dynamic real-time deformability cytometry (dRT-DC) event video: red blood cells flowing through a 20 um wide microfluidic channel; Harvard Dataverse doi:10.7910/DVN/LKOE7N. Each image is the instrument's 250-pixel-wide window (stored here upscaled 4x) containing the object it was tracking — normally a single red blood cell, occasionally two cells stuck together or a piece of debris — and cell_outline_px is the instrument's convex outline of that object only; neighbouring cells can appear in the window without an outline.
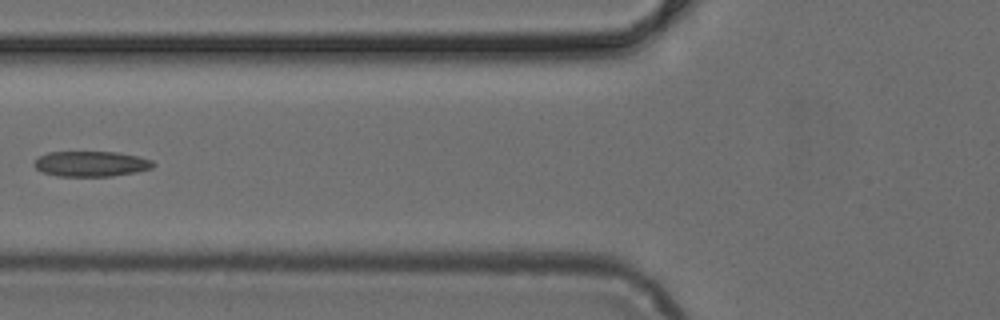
{"species": "common noctule bat (a hibernating species)", "species_latin": "Nyctalus noctula", "temperature_condition": "cold", "stored_images_in_passage": 5, "camera_frame_rate_fps": 3000, "um_per_image_px": 0.085, "animal": {"sex": "female", "body_mass_g": 24.6, "forearm_length_mm": 56.2}, "frame": {"image": 1, "passage_image": 5, "time_ms": 1.333, "image_size_px": [1000, 320], "cell_outline_px": [[156, 164], [152, 168], [136, 172], [112, 176], [56, 176], [40, 172], [32, 164], [40, 156], [48, 152], [116, 152], [140, 156], [152, 160]], "centroid_in_image_um": [7.75, 13.93], "position_along_channel_um": 118.1, "area_um2": 17.74}}